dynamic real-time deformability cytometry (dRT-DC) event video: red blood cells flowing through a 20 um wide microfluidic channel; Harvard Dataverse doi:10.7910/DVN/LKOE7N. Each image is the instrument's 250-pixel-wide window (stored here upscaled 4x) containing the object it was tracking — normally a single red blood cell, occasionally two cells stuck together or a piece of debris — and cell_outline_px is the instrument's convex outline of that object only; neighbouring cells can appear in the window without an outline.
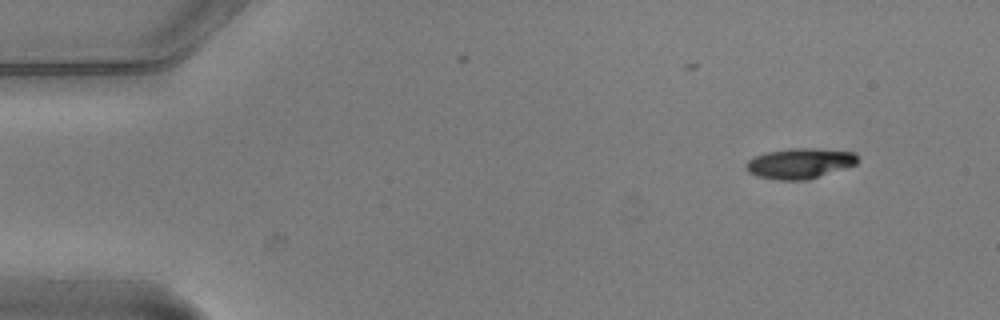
{"species": "common noctule bat (a hibernating species)", "species_latin": "Nyctalus noctula", "temperature_condition": "warm", "stored_images_in_passage": 6, "camera_frame_rate_fps": 3000, "um_per_image_px": 0.085, "animal": {"sex": "male", "body_mass_g": 20.5, "forearm_length_mm": 52.5}, "frame": {"image": 1, "passage_image": 3, "time_ms": 0.667, "image_size_px": [1000, 320], "cell_outline_px": [[856, 164], [808, 180], [776, 180], [756, 176], [748, 172], [744, 168], [744, 164], [752, 156], [768, 152], [792, 148], [816, 148], [856, 152]], "centroid_in_image_um": [67.92, 13.89], "position_along_channel_um": 17.1, "area_um2": 19.88}}
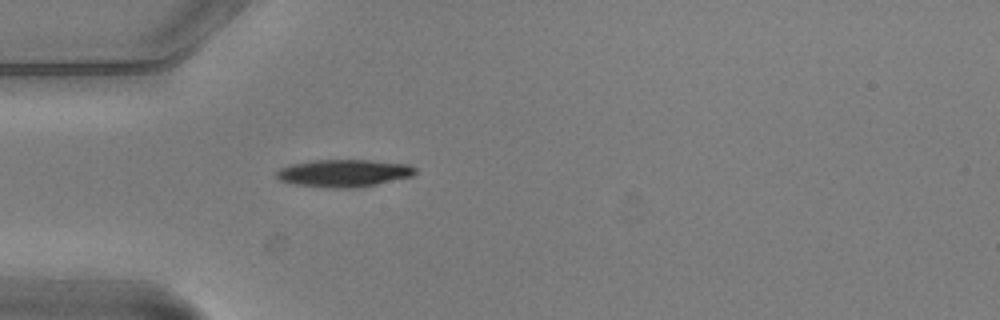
{"frame": {"image": 2, "passage_image": 6, "time_ms": 1.667, "image_size_px": [1000, 320], "cell_outline_px": [[416, 172], [412, 176], [360, 188], [328, 188], [296, 184], [280, 180], [276, 176], [276, 172], [280, 168], [292, 164], [312, 160], [372, 160], [408, 164], [416, 168]], "centroid_in_image_um": [29.25, 14.72], "position_along_channel_um": 55.8, "area_um2": 22.25}}